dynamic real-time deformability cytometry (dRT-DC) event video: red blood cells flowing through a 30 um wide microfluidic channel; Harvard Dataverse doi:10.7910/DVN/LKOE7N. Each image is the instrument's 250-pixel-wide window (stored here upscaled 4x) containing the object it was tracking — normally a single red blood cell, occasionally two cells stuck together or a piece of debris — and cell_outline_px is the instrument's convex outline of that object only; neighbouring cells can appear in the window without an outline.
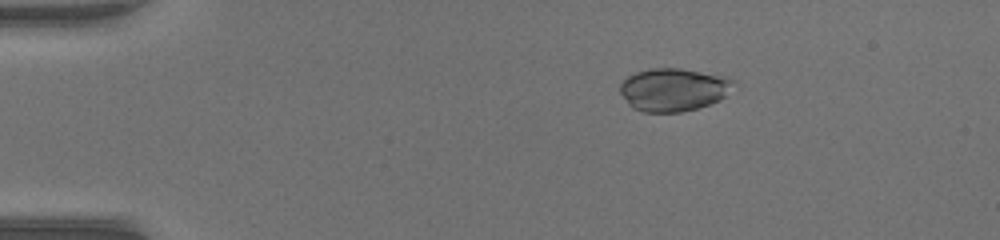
{"species": "common noctule bat (a hibernating species)", "species_latin": "Nyctalus noctula", "temperature_condition": "warm", "stored_images_in_passage": 52, "camera_frame_rate_fps": 3000, "um_per_image_px": 0.085, "animal": {"sex": "female", "body_mass_g": 17.0, "forearm_length_mm": 48.0}, "frame": {"image": 1, "passage_image": 10, "time_ms": 3.0, "image_size_px": [1000, 240], "cell_outline_px": [[736, 80], [724, 96], [720, 100], [696, 108], [680, 112], [644, 112], [632, 108], [628, 104], [620, 92], [620, 84], [628, 76], [636, 72], [652, 68], [680, 68], [728, 76]], "centroid_in_image_um": [57.24, 7.61], "position_along_channel_um": 27.8, "area_um2": 28.38}}
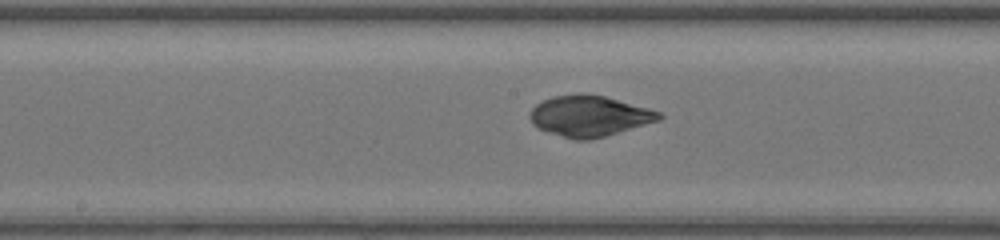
{"frame": {"image": 2, "passage_image": 28, "time_ms": 9.0, "image_size_px": [1000, 240], "cell_outline_px": [[664, 116], [660, 120], [604, 136], [588, 140], [572, 140], [548, 132], [532, 124], [528, 116], [532, 108], [536, 104], [552, 96], [580, 92], [604, 96], [648, 108], [660, 112]], "centroid_in_image_um": [50.06, 9.85], "position_along_channel_um": 198.1, "area_um2": 30.75}}
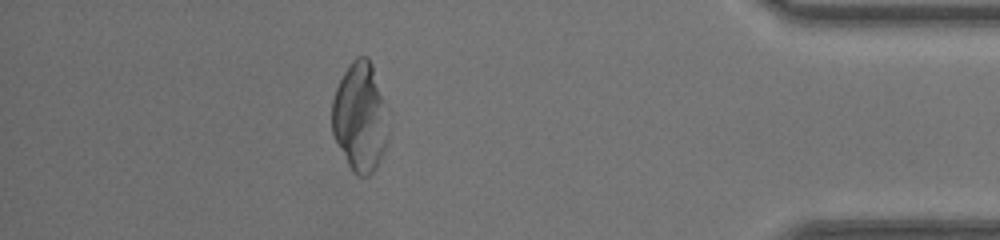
{"frame": {"image": 3, "passage_image": 46, "time_ms": 15.0, "image_size_px": [1000, 240], "cell_outline_px": [[388, 140], [384, 152], [376, 168], [368, 176], [360, 176], [352, 172], [332, 132], [332, 100], [336, 88], [344, 72], [352, 60], [356, 56], [368, 56], [372, 64], [380, 96], [388, 132]], "centroid_in_image_um": [30.57, 9.99], "position_along_channel_um": 404.6, "area_um2": 34.97}}